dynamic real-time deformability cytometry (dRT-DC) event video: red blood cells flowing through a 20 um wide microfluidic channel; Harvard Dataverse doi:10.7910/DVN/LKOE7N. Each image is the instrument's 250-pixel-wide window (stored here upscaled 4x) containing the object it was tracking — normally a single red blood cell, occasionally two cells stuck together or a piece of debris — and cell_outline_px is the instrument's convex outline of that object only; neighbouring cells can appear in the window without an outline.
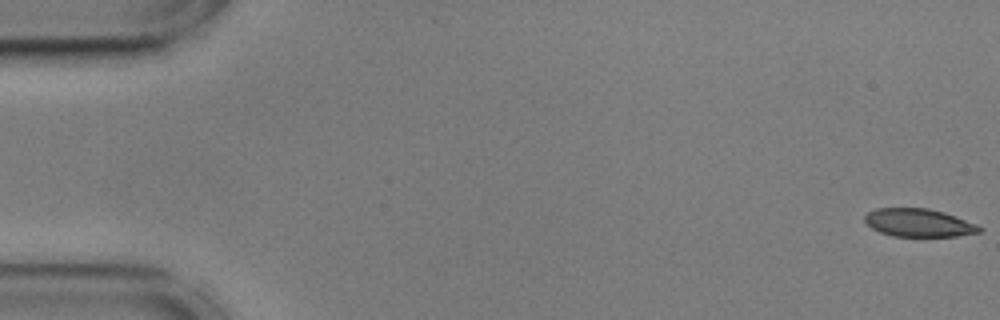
{"species": "common noctule bat (a hibernating species)", "species_latin": "Nyctalus noctula", "temperature_condition": "cold", "stored_images_in_passage": 56, "camera_frame_rate_fps": 3000, "um_per_image_px": 0.085, "animal": {"sex": "male", "body_mass_g": 17.9, "forearm_length_mm": 54.2}, "frame": {"image": 1, "passage_image": 1, "time_ms": 0.0, "image_size_px": [1000, 320], "cell_outline_px": [[984, 228], [980, 232], [956, 236], [892, 236], [880, 232], [872, 228], [864, 220], [864, 216], [868, 212], [876, 208], [928, 208], [944, 212], [976, 224]], "centroid_in_image_um": [78.08, 18.93], "position_along_channel_um": 6.9, "area_um2": 18.67}}
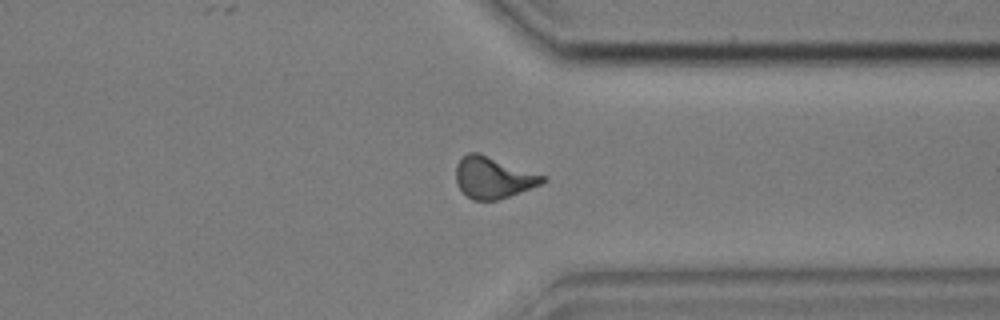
{"frame": {"image": 2, "passage_image": 43, "time_ms": 14.0, "image_size_px": [1000, 320], "cell_outline_px": [[548, 180], [540, 184], [508, 196], [496, 200], [472, 200], [456, 184], [456, 164], [468, 152], [480, 152], [548, 176]], "centroid_in_image_um": [41.94, 15.06], "position_along_channel_um": 369.5, "area_um2": 21.04}}
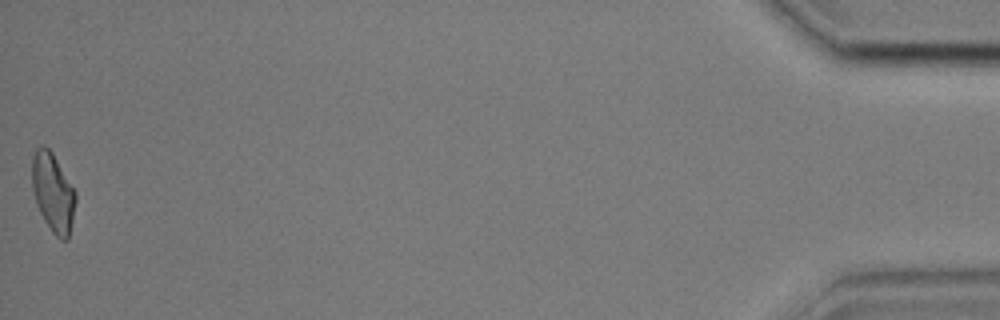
{"frame": {"image": 3, "passage_image": 56, "time_ms": 18.333, "image_size_px": [1000, 320], "cell_outline_px": [[76, 200], [68, 240], [60, 240], [52, 232], [44, 220], [36, 204], [32, 188], [32, 156], [36, 148], [40, 144], [44, 144], [52, 152], [76, 192]], "centroid_in_image_um": [4.49, 16.35], "position_along_channel_um": 430.7, "area_um2": 20.06}, "authors_computed_cell_mechanics": {"area_um2": 20.4901, "velocity_mm_per_s": 3.5802, "shape_relaxation_time_tau1_ms": null, "shape_relaxation_time_tau2_ms": 3.5465, "deformation_change_tau1": null, "deformation_change_tau2": 0.0946}}